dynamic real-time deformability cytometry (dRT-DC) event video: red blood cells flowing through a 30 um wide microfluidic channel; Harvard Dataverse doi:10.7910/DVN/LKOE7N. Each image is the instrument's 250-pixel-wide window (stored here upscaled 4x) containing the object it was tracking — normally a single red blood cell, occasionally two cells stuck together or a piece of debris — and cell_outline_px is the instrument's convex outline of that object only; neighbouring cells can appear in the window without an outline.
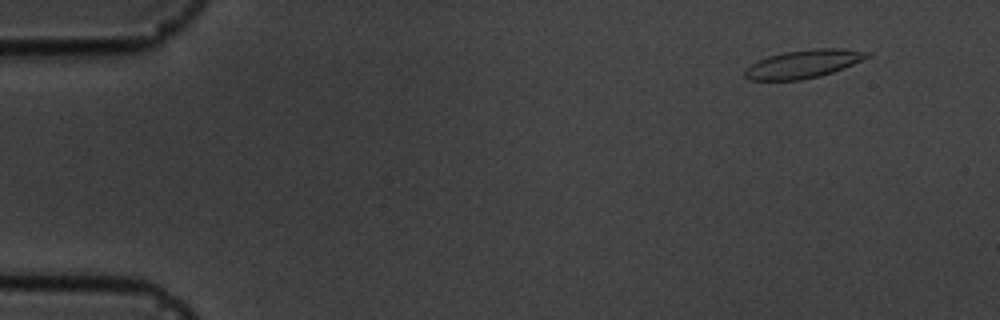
{"species": "common noctule bat (a hibernating species)", "species_latin": "Nyctalus noctula", "temperature_condition": "cold", "stored_images_in_passage": 4, "camera_frame_rate_fps": 3000, "um_per_image_px": 0.085, "animal": {"sex": "male", "body_mass_g": 19.5, "forearm_length_mm": 54.6}, "frame": {"image": 1, "passage_image": 1, "time_ms": 0.0, "image_size_px": [1000, 320], "cell_outline_px": [[872, 56], [844, 68], [820, 76], [800, 80], [748, 80], [744, 76], [744, 72], [752, 64], [768, 56], [784, 52], [812, 48], [840, 48], [872, 52]], "centroid_in_image_um": [68.34, 5.43], "position_along_channel_um": 16.7, "area_um2": 20.11}}
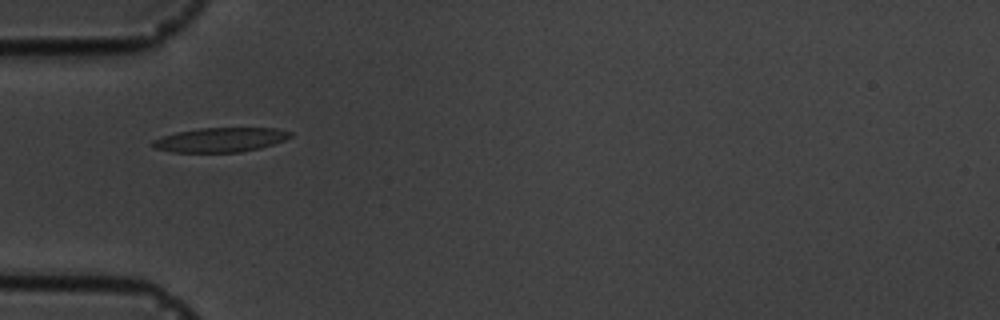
{"frame": {"image": 2, "passage_image": 4, "time_ms": 4.333, "image_size_px": [1000, 320], "cell_outline_px": [[292, 136], [284, 140], [260, 148], [240, 152], [172, 152], [152, 148], [148, 144], [152, 140], [176, 132], [200, 128], [276, 128], [292, 132]], "centroid_in_image_um": [18.68, 11.88], "position_along_channel_um": 66.3, "area_um2": 19.65}}